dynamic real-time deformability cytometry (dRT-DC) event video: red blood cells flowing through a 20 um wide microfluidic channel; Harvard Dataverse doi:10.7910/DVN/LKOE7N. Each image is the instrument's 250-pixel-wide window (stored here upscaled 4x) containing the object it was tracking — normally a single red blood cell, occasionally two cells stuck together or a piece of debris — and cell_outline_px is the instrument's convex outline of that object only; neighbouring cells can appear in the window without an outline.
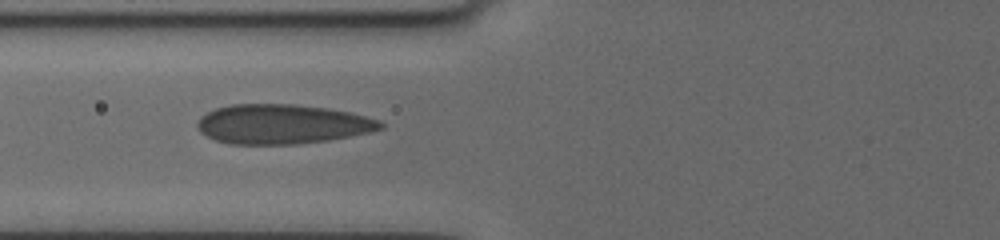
{"species": "human", "species_latin": "Homo sapiens", "temperature_condition": "cold", "stored_images_in_passage": 7, "camera_frame_rate_fps": 3000, "um_per_image_px": 0.085, "donor": {"sex": "female"}, "frame": {"image": 1, "passage_image": 6, "time_ms": 4.667, "image_size_px": [1000, 240], "cell_outline_px": [[384, 128], [368, 132], [328, 140], [296, 144], [232, 144], [216, 140], [200, 132], [196, 128], [196, 124], [200, 116], [216, 108], [232, 104], [296, 104], [328, 108], [352, 112], [380, 120], [384, 124]], "centroid_in_image_um": [23.99, 10.54], "position_along_channel_um": 101.8, "area_um2": 42.31}}
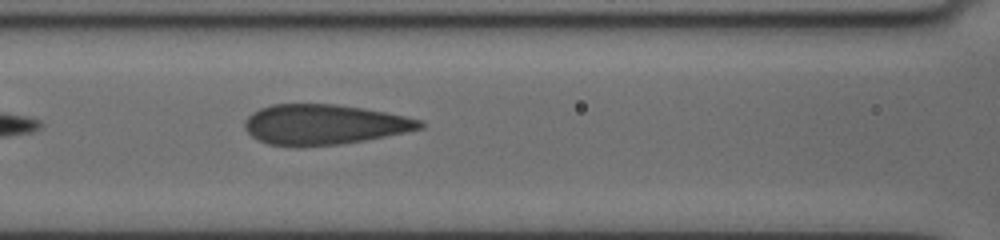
{"frame": {"image": 2, "passage_image": 7, "time_ms": 5.667, "image_size_px": [1000, 240], "cell_outline_px": [[424, 128], [364, 140], [340, 144], [300, 148], [296, 148], [268, 144], [256, 140], [244, 128], [244, 120], [252, 112], [260, 108], [272, 104], [332, 104], [364, 108], [404, 116], [420, 120], [424, 124]], "centroid_in_image_um": [27.47, 10.6], "position_along_channel_um": 139.1, "area_um2": 41.27}}